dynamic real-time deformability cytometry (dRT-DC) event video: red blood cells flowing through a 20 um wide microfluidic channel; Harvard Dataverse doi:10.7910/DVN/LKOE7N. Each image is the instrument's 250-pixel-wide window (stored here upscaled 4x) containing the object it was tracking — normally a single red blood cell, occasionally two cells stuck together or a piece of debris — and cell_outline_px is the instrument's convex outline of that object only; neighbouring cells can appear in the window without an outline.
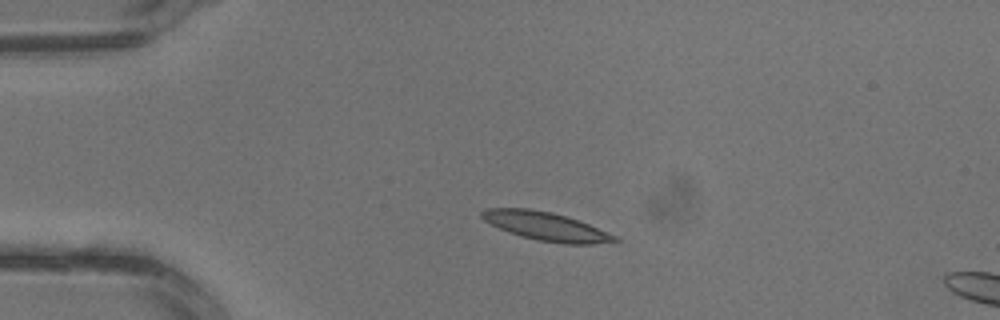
{"species": "common noctule bat (a hibernating species)", "species_latin": "Nyctalus noctula", "temperature_condition": "warm", "stored_images_in_passage": 3, "camera_frame_rate_fps": 3000, "um_per_image_px": 0.085, "animal": {"sex": "male", "body_mass_g": 13.3}, "frame": {"image": 1, "passage_image": 2, "time_ms": 0.333, "image_size_px": [1000, 320], "cell_outline_px": [[620, 240], [592, 244], [564, 244], [540, 240], [520, 236], [508, 232], [484, 220], [480, 216], [480, 212], [488, 208], [528, 208], [552, 212], [588, 224], [616, 236]], "centroid_in_image_um": [46.37, 19.23], "position_along_channel_um": 38.6, "area_um2": 21.68}}